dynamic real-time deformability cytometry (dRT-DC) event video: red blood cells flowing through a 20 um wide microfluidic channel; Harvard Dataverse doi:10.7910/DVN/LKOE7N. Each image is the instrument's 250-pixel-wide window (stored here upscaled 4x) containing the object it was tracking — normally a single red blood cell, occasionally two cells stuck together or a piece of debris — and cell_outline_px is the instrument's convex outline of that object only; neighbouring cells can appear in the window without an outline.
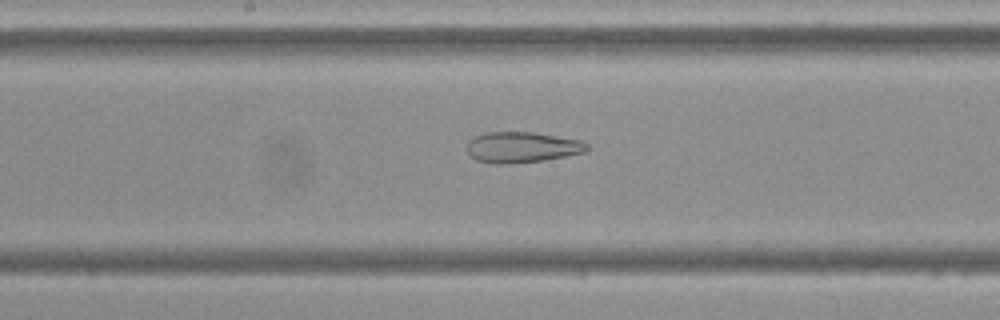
{"species": "Egyptian fruit bat (a non-hibernating species)", "species_latin": "Rousettus aegyptiacus", "temperature_condition": "cold", "stored_images_in_passage": 54, "camera_frame_rate_fps": 3000, "um_per_image_px": 0.085, "frame": {"image": 1, "passage_image": 28, "time_ms": 9.0, "image_size_px": [1000, 320], "cell_outline_px": [[588, 148], [584, 152], [544, 160], [512, 164], [492, 164], [476, 160], [468, 152], [468, 140], [472, 136], [484, 132], [532, 132], [580, 140], [588, 144]], "centroid_in_image_um": [44.32, 12.51], "position_along_channel_um": 203.9, "area_um2": 21.56}}
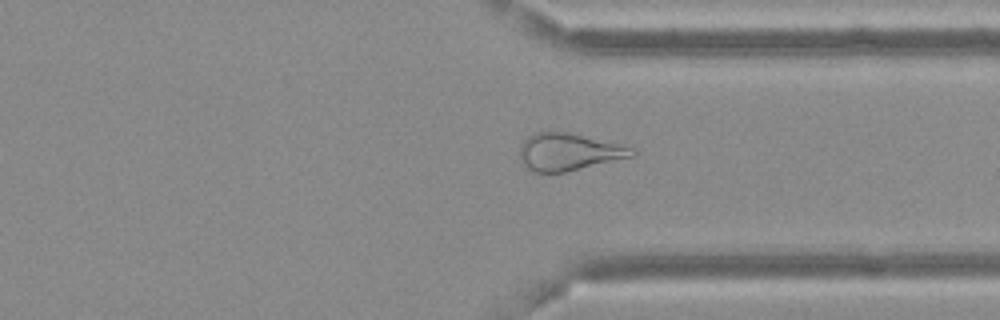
{"frame": {"image": 2, "passage_image": 41, "time_ms": 13.333, "image_size_px": [1000, 320], "cell_outline_px": [[636, 156], [564, 172], [536, 172], [524, 168], [520, 160], [520, 144], [532, 132], [564, 132], [620, 144], [636, 148]], "centroid_in_image_um": [48.33, 12.92], "position_along_channel_um": 363.1, "area_um2": 24.39}}
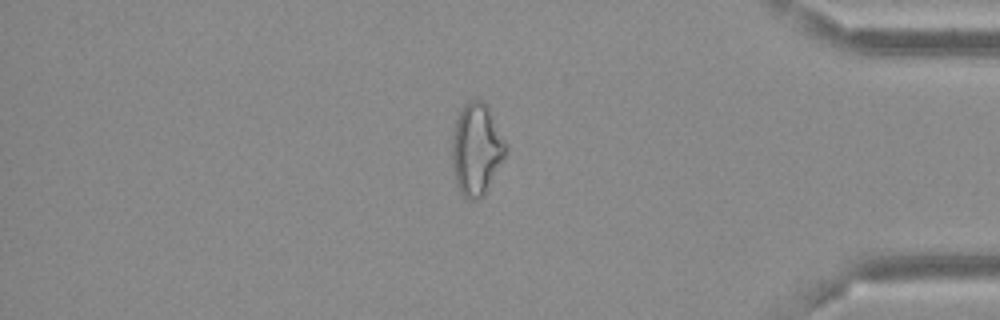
{"frame": {"image": 3, "passage_image": 46, "time_ms": 15.0, "image_size_px": [1000, 320], "cell_outline_px": [[508, 152], [480, 200], [468, 200], [460, 192], [456, 184], [452, 160], [452, 132], [456, 120], [464, 104], [468, 100], [480, 100], [488, 108], [508, 144]], "centroid_in_image_um": [40.5, 12.7], "position_along_channel_um": 394.7, "area_um2": 28.73}, "authors_computed_cell_mechanics": {"area_um2": 28.9, "velocity_mm_per_s": 3.6761, "shape_relaxation_time_tau1_ms": null, "shape_relaxation_time_tau2_ms": 3.2569, "deformation_change_tau1": null, "deformation_change_tau2": 0.1379}}